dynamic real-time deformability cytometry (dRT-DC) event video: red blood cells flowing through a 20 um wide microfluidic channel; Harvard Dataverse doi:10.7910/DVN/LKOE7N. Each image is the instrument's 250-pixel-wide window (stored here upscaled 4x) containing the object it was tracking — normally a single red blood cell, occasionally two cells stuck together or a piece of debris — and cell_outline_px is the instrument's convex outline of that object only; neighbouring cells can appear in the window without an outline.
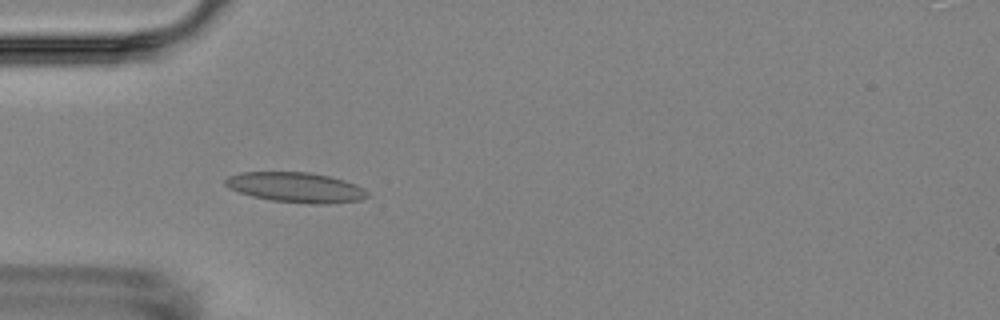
{"species": "Egyptian fruit bat (a non-hibernating species)", "species_latin": "Rousettus aegyptiacus", "temperature_condition": "room temperature", "stored_images_in_passage": 6, "camera_frame_rate_fps": 3000, "um_per_image_px": 0.085, "animal": {"sex": "female"}, "frame": {"image": 1, "passage_image": 5, "time_ms": 4.667, "image_size_px": [1000, 320], "cell_outline_px": [[368, 196], [360, 200], [328, 204], [308, 204], [272, 200], [252, 196], [228, 188], [224, 184], [224, 180], [228, 176], [240, 172], [312, 172], [344, 180], [356, 184], [364, 188], [368, 192]], "centroid_in_image_um": [25.15, 15.92], "position_along_channel_um": 59.8, "area_um2": 25.03}}
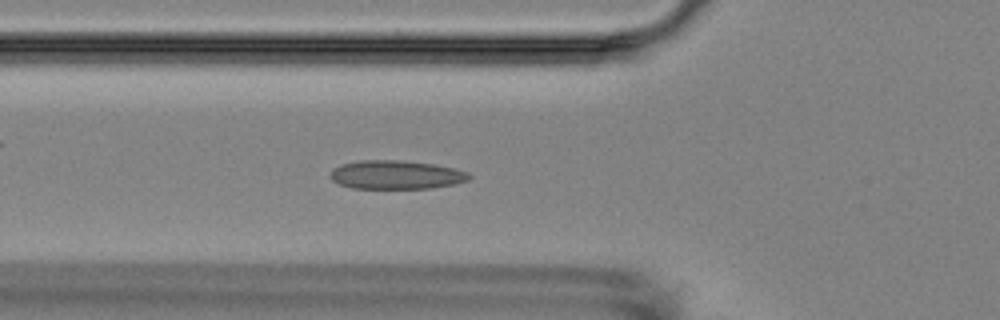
{"frame": {"image": 2, "passage_image": 6, "time_ms": 5.667, "image_size_px": [1000, 320], "cell_outline_px": [[472, 176], [468, 180], [456, 184], [432, 188], [352, 188], [340, 184], [332, 180], [328, 176], [332, 168], [340, 164], [360, 160], [400, 160], [436, 164], [468, 172]], "centroid_in_image_um": [33.65, 14.85], "position_along_channel_um": 92.2, "area_um2": 23.41}}